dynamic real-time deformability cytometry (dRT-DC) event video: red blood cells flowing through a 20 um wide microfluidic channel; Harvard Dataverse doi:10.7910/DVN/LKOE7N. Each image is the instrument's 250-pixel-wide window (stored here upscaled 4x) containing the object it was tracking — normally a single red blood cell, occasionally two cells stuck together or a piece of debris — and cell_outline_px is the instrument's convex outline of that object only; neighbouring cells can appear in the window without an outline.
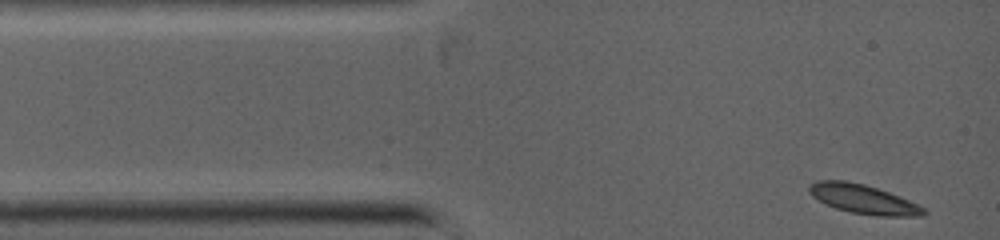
{"species": "common noctule bat (a hibernating species)", "species_latin": "Nyctalus noctula", "temperature_condition": "warm", "stored_images_in_passage": 15, "camera_frame_rate_fps": 5000, "um_per_image_px": 0.085, "animal": {"sex": "female", "body_mass_g": 19.0, "forearm_length_mm": 53.3}, "frame": {"image": 1, "passage_image": 1, "time_ms": 0.0, "image_size_px": [1000, 240], "cell_outline_px": [[928, 212], [924, 216], [876, 216], [852, 212], [836, 208], [812, 196], [808, 192], [808, 184], [816, 180], [844, 180], [864, 184], [900, 196], [924, 208]], "centroid_in_image_um": [73.37, 16.92], "position_along_channel_um": 11.6, "area_um2": 19.36}}
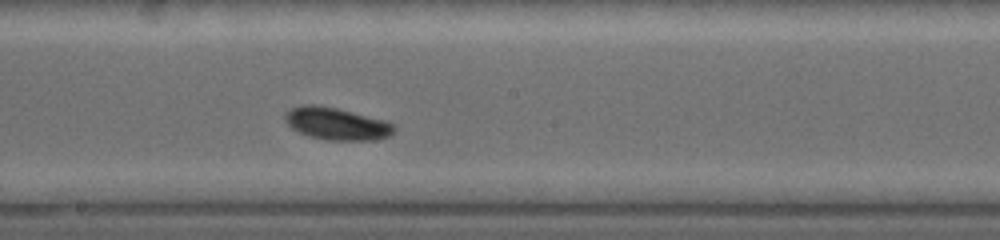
{"frame": {"image": 2, "passage_image": 9, "time_ms": 5.4, "image_size_px": [1000, 240], "cell_outline_px": [[396, 128], [388, 136], [372, 140], [324, 140], [308, 136], [292, 128], [284, 120], [284, 116], [292, 108], [304, 104], [312, 104], [336, 108], [384, 120], [396, 124]], "centroid_in_image_um": [28.61, 10.52], "position_along_channel_um": 219.6, "area_um2": 20.35}}
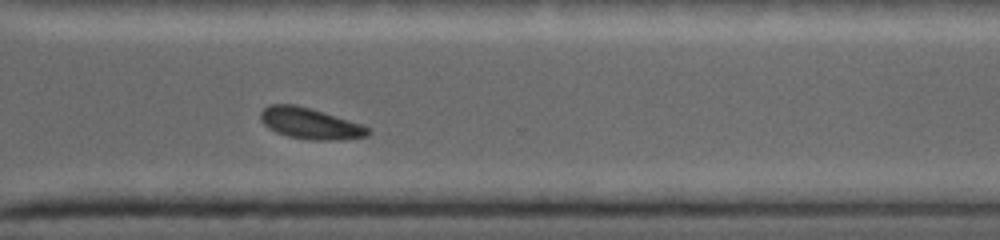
{"frame": {"image": 3, "passage_image": 15, "time_ms": 8.0, "image_size_px": [1000, 240], "cell_outline_px": [[372, 132], [368, 136], [340, 140], [308, 140], [288, 136], [276, 132], [268, 128], [260, 120], [260, 112], [268, 104], [296, 104], [364, 124], [372, 128]], "centroid_in_image_um": [26.4, 10.5], "position_along_channel_um": 344.2, "area_um2": 19.83}}